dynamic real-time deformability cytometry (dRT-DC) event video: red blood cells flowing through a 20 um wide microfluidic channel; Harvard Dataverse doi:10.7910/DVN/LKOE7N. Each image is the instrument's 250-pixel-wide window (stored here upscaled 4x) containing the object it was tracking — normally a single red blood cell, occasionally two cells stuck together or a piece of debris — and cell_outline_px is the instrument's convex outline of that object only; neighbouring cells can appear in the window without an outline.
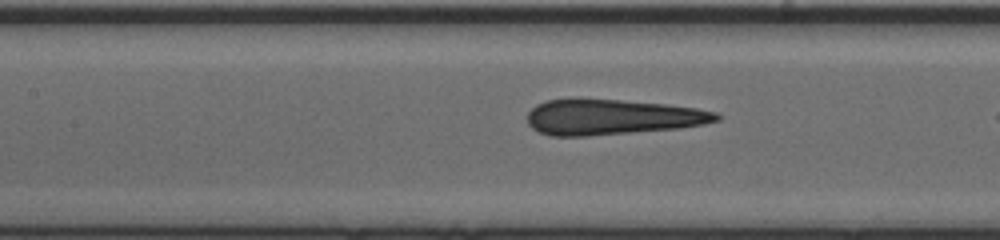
{"species": "human", "species_latin": "Homo sapiens", "temperature_condition": "cold", "stored_images_in_passage": 40, "camera_frame_rate_fps": 3000, "um_per_image_px": 0.085, "donor": {"sex": "male"}, "frame": {"image": 1, "passage_image": 22, "time_ms": 7.0, "image_size_px": [1000, 240], "cell_outline_px": [[720, 120], [704, 124], [680, 128], [588, 136], [552, 136], [540, 132], [532, 128], [528, 124], [528, 112], [536, 104], [548, 100], [576, 96], [664, 104], [696, 108], [716, 112], [720, 116]], "centroid_in_image_um": [51.97, 9.92], "position_along_channel_um": 155.4, "area_um2": 39.65}}
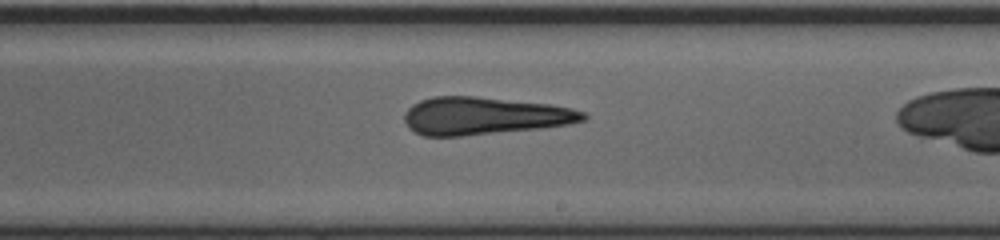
{"frame": {"image": 2, "passage_image": 29, "time_ms": 9.333, "image_size_px": [1000, 240], "cell_outline_px": [[588, 116], [584, 120], [568, 124], [540, 128], [464, 136], [424, 136], [408, 128], [404, 120], [404, 112], [412, 104], [420, 100], [432, 96], [476, 96], [552, 104], [572, 108], [584, 112]], "centroid_in_image_um": [41.13, 9.84], "position_along_channel_um": 247.9, "area_um2": 39.42}}
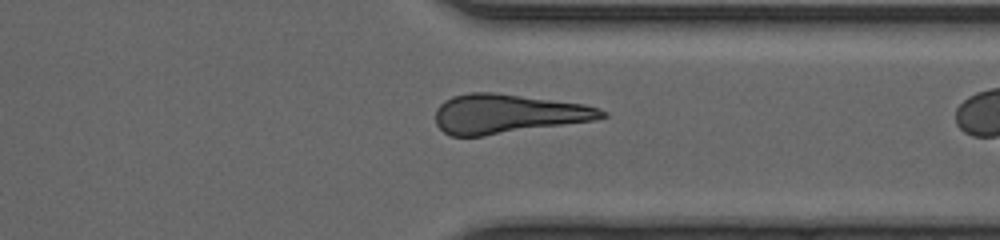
{"frame": {"image": 3, "passage_image": 38, "time_ms": 12.333, "image_size_px": [1000, 240], "cell_outline_px": [[608, 116], [596, 120], [484, 136], [452, 136], [444, 132], [436, 124], [436, 108], [444, 100], [452, 96], [468, 92], [496, 92], [584, 104], [608, 112]], "centroid_in_image_um": [43.15, 9.67], "position_along_channel_um": 368.3, "area_um2": 38.21}}